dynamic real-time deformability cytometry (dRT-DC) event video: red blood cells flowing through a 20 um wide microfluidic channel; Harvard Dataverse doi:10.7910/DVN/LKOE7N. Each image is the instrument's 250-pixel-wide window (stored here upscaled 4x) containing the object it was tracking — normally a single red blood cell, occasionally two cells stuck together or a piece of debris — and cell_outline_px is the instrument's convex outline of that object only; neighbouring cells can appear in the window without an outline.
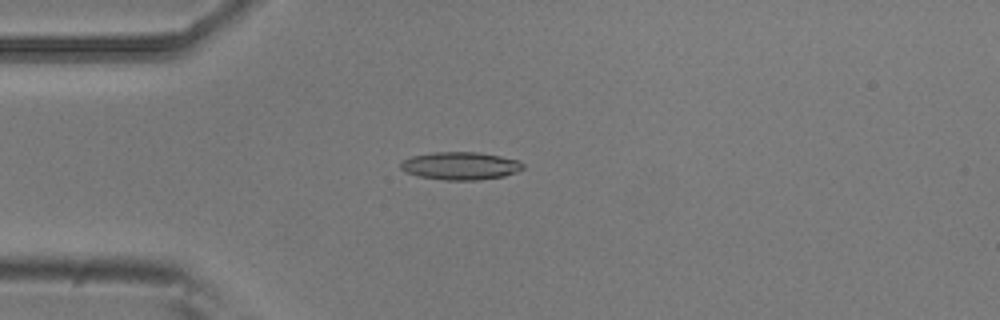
{"species": "common noctule bat (a hibernating species)", "species_latin": "Nyctalus noctula", "temperature_condition": "room temperature", "stored_images_in_passage": 4, "camera_frame_rate_fps": 3000, "um_per_image_px": 0.085, "animal": {"sex": "male", "body_mass_g": 20.5, "forearm_length_mm": 52.5}, "frame": {"image": 1, "passage_image": 4, "time_ms": 1.0, "image_size_px": [1000, 320], "cell_outline_px": [[524, 168], [516, 172], [504, 176], [476, 180], [444, 180], [416, 176], [400, 168], [400, 160], [412, 156], [432, 152], [476, 152], [500, 156], [520, 160], [524, 164]], "centroid_in_image_um": [39.12, 14.09], "position_along_channel_um": 45.9, "area_um2": 19.94}}